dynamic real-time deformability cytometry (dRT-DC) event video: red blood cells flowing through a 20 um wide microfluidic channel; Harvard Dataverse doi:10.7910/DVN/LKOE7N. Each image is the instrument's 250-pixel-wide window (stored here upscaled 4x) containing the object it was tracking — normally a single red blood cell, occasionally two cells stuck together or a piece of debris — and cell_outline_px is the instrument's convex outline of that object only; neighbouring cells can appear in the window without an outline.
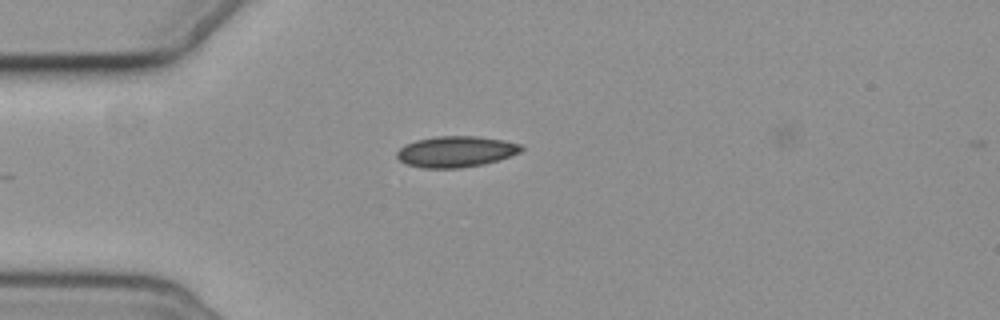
{"species": "common noctule bat (a hibernating species)", "species_latin": "Nyctalus noctula", "temperature_condition": "cold", "stored_images_in_passage": 2, "camera_frame_rate_fps": 3000, "um_per_image_px": 0.085, "animal": {"sex": "female", "body_mass_g": 19.3, "forearm_length_mm": 54.1}, "frame": {"image": 1, "passage_image": 1, "time_ms": 0.0, "image_size_px": [1000, 320], "cell_outline_px": [[524, 148], [520, 152], [484, 164], [460, 168], [424, 168], [408, 164], [400, 160], [396, 156], [396, 152], [404, 144], [416, 140], [436, 136], [476, 136], [504, 140], [520, 144]], "centroid_in_image_um": [38.73, 12.88], "position_along_channel_um": 46.3, "area_um2": 22.37}}